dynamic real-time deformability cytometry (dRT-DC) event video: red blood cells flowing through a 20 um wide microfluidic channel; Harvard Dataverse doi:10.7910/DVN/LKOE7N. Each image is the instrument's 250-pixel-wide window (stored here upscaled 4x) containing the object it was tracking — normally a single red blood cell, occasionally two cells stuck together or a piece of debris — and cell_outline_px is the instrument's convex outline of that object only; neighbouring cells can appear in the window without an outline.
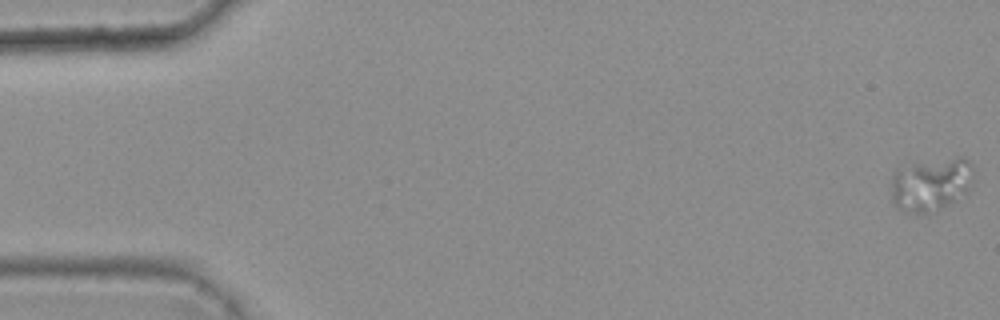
{"species": "common noctule bat (a hibernating species)", "species_latin": "Nyctalus noctula", "temperature_condition": "warm", "stored_images_in_passage": 8, "camera_frame_rate_fps": 3000, "um_per_image_px": 0.085, "animal": {"sex": "female", "body_mass_g": 25.1}, "frame": {"image": 1, "passage_image": 1, "time_ms": 0.0, "image_size_px": [1000, 320], "cell_outline_px": [[972, 180], [968, 188], [964, 192], [948, 204], [924, 216], [896, 208], [892, 200], [892, 172], [896, 168], [912, 164], [956, 156], [964, 156], [972, 164]], "centroid_in_image_um": [79.09, 15.65], "position_along_channel_um": 5.9, "area_um2": 25.66}}
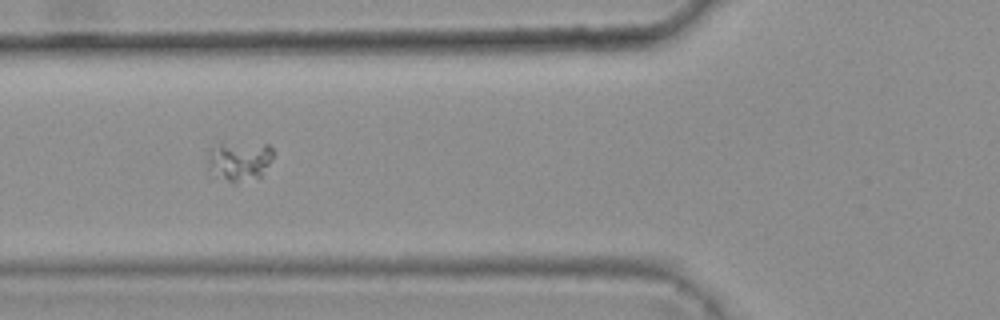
{"frame": {"image": 2, "passage_image": 7, "time_ms": 2.0, "image_size_px": [1000, 320], "cell_outline_px": [[272, 156], [268, 164], [260, 176], [236, 184], [232, 184], [212, 180], [208, 176], [208, 148], [220, 144], [268, 144], [272, 148]], "centroid_in_image_um": [20.21, 13.77], "position_along_channel_um": 105.6, "area_um2": 15.61}}
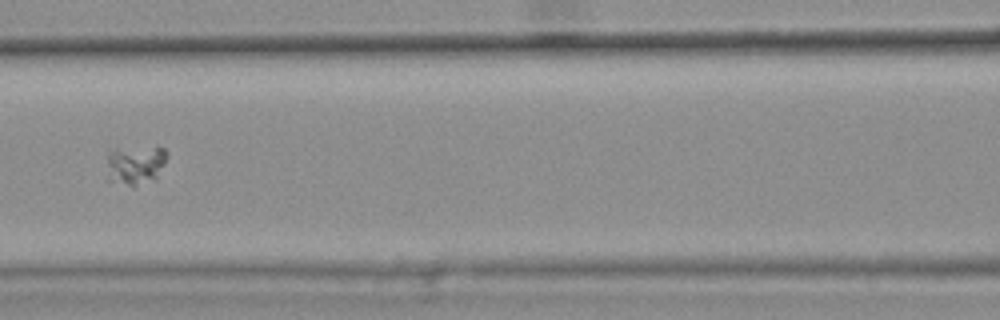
{"frame": {"image": 3, "passage_image": 8, "time_ms": 2.333, "image_size_px": [1000, 320], "cell_outline_px": [[168, 156], [156, 180], [136, 184], [128, 184], [108, 180], [108, 152], [156, 148], [164, 148], [168, 152]], "centroid_in_image_um": [11.57, 14.05], "position_along_channel_um": 155.0, "area_um2": 12.89}}